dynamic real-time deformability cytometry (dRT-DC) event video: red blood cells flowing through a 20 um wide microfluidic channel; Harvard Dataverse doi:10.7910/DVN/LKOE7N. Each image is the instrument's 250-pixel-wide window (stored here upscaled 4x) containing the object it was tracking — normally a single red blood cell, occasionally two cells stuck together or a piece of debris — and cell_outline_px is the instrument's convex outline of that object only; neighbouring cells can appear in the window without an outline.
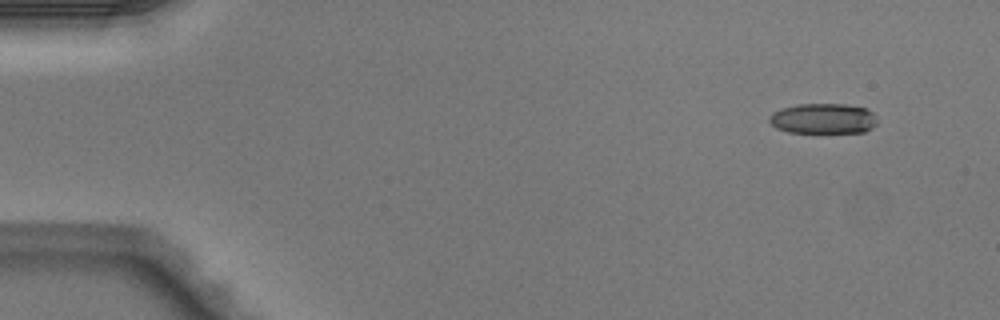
{"species": "Egyptian fruit bat (a non-hibernating species)", "species_latin": "Rousettus aegyptiacus", "temperature_condition": "warm", "stored_images_in_passage": 4, "camera_frame_rate_fps": 3000, "um_per_image_px": 0.085, "animal": {"sex": "male"}, "frame": {"image": 1, "passage_image": 1, "time_ms": 0.0, "image_size_px": [1000, 320], "cell_outline_px": [[876, 124], [872, 128], [864, 132], [788, 132], [776, 128], [768, 120], [768, 116], [772, 112], [780, 108], [796, 104], [844, 104], [868, 108], [872, 112], [876, 120]], "centroid_in_image_um": [69.94, 10.07], "position_along_channel_um": 15.1, "area_um2": 19.19}}
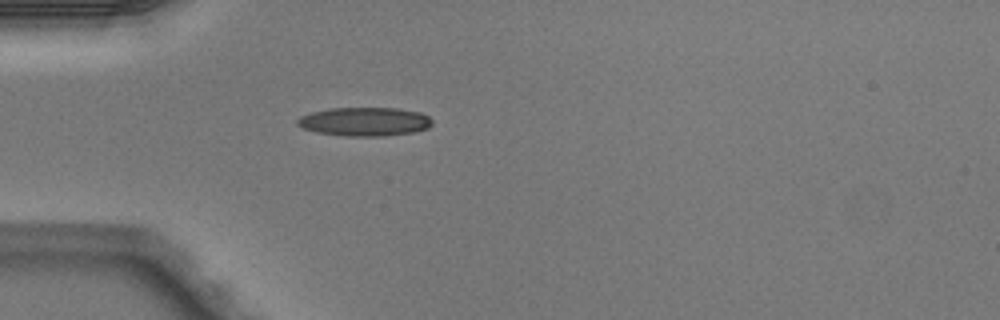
{"frame": {"image": 2, "passage_image": 4, "time_ms": 1.0, "image_size_px": [1000, 320], "cell_outline_px": [[432, 124], [428, 128], [412, 132], [384, 136], [344, 136], [316, 132], [304, 128], [296, 124], [296, 120], [300, 116], [312, 112], [328, 108], [396, 108], [420, 112], [428, 116], [432, 120]], "centroid_in_image_um": [30.98, 10.34], "position_along_channel_um": 54.0, "area_um2": 22.6}}